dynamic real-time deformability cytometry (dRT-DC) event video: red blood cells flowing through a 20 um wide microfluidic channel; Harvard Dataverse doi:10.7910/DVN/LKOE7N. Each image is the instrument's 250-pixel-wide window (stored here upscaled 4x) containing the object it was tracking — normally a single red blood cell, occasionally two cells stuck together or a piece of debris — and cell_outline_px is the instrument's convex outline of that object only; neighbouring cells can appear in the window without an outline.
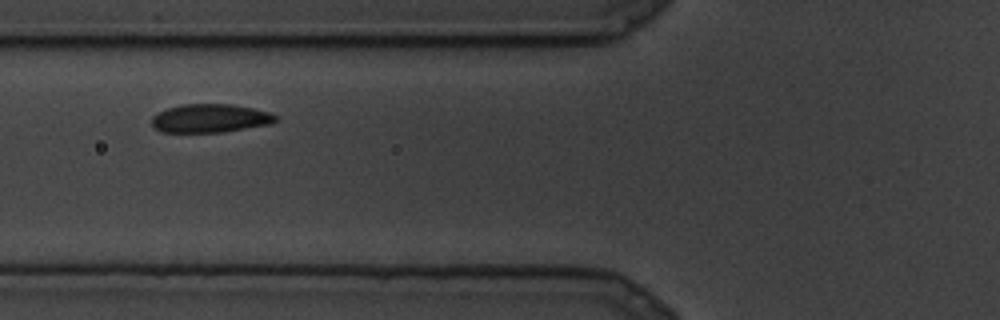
{"species": "common noctule bat (a hibernating species)", "species_latin": "Nyctalus noctula", "temperature_condition": "cold", "stored_images_in_passage": 7, "camera_frame_rate_fps": 3000, "um_per_image_px": 0.085, "animal": {"sex": "male", "body_mass_g": 19.5, "forearm_length_mm": 54.6}, "frame": {"image": 1, "passage_image": 4, "time_ms": 1.0, "image_size_px": [1000, 320], "cell_outline_px": [[276, 120], [272, 124], [220, 132], [160, 132], [152, 124], [152, 116], [168, 108], [184, 104], [232, 104], [272, 112], [276, 116]], "centroid_in_image_um": [17.89, 10.05], "position_along_channel_um": 107.9, "area_um2": 20.46}}
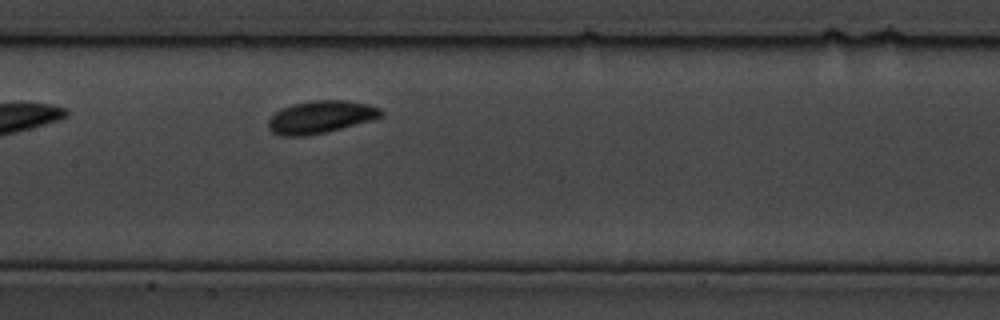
{"frame": {"image": 2, "passage_image": 7, "time_ms": 2.0, "image_size_px": [1000, 320], "cell_outline_px": [[384, 116], [372, 120], [324, 132], [304, 136], [280, 136], [272, 132], [268, 128], [268, 120], [280, 108], [296, 104], [316, 100], [344, 100], [368, 104], [380, 108], [384, 112]], "centroid_in_image_um": [27.26, 9.95], "position_along_channel_um": 180.1, "area_um2": 21.21}}